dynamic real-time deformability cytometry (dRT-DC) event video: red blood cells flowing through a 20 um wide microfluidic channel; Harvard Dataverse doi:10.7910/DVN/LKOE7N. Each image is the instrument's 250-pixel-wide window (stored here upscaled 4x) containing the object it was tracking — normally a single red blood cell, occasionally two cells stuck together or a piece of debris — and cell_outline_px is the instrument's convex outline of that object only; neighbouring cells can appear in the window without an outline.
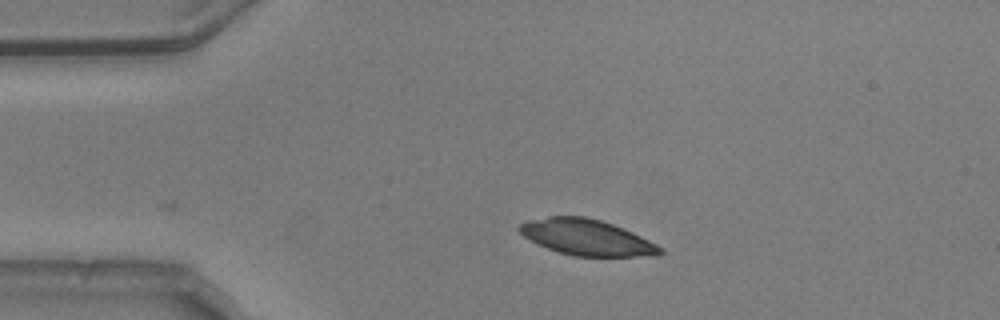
{"species": "common noctule bat (a hibernating species)", "species_latin": "Nyctalus noctula", "temperature_condition": "warm", "stored_images_in_passage": 43, "camera_frame_rate_fps": 3000, "um_per_image_px": 0.085, "animal": {"sex": "male", "body_mass_g": 20.5, "forearm_length_mm": 52.5}, "frame": {"image": 1, "passage_image": 1, "time_ms": 0.0, "image_size_px": [1000, 320], "cell_outline_px": [[664, 252], [660, 256], [572, 256], [548, 248], [524, 236], [516, 228], [520, 224], [528, 220], [548, 216], [584, 216], [600, 220], [612, 224], [632, 232], [664, 248]], "centroid_in_image_um": [49.9, 20.18], "position_along_channel_um": 35.1, "area_um2": 29.25}}
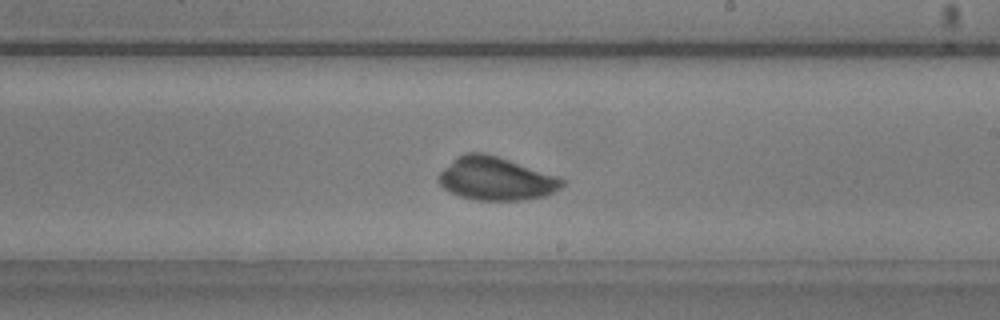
{"frame": {"image": 2, "passage_image": 21, "time_ms": 6.667, "image_size_px": [1000, 320], "cell_outline_px": [[568, 180], [560, 188], [544, 196], [520, 200], [476, 200], [460, 196], [444, 188], [436, 180], [440, 172], [444, 168], [460, 156], [468, 152], [484, 152], [560, 176]], "centroid_in_image_um": [42.2, 15.19], "position_along_channel_um": 246.8, "area_um2": 30.92}}
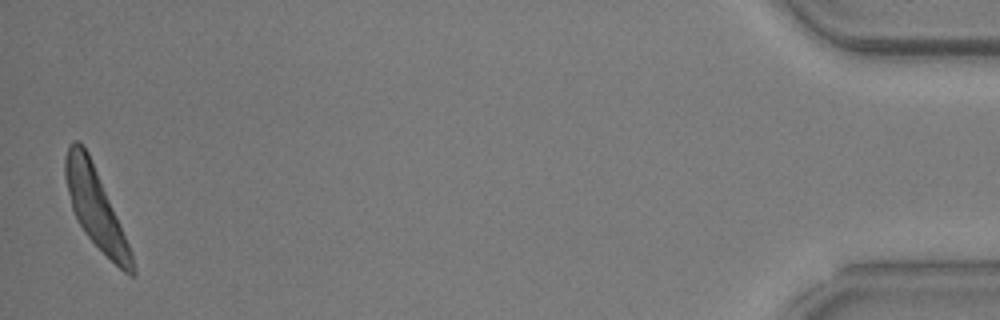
{"frame": {"image": 3, "passage_image": 43, "time_ms": 14.0, "image_size_px": [1000, 320], "cell_outline_px": [[136, 272], [132, 276], [128, 276], [84, 232], [76, 220], [72, 208], [64, 176], [64, 156], [72, 140], [80, 140], [88, 152], [120, 224], [132, 252]], "centroid_in_image_um": [8.1, 17.63], "position_along_channel_um": 427.1, "area_um2": 30.23}, "authors_computed_cell_mechanics": {"area_um2": 29.8248, "velocity_mm_per_s": 3.7314, "shape_relaxation_time_tau1_ms": 7.7154, "shape_relaxation_time_tau2_ms": null, "deformation_change_tau1": 0.4147, "deformation_change_tau2": null}}